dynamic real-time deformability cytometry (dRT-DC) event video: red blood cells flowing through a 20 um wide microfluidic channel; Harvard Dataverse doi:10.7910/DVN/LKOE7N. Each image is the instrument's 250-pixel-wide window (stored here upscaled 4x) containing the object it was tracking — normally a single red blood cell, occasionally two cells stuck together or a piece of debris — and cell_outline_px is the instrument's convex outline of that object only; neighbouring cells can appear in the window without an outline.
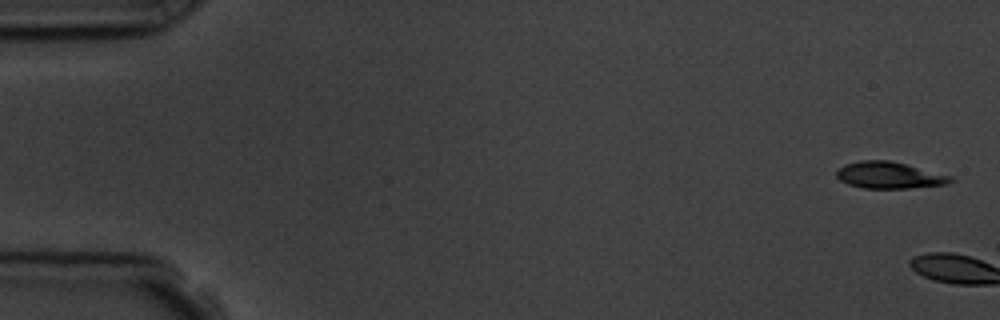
{"species": "common noctule bat (a hibernating species)", "species_latin": "Nyctalus noctula", "temperature_condition": "room temperature", "stored_images_in_passage": 6, "camera_frame_rate_fps": 3000, "um_per_image_px": 0.085, "animal": {"sex": "male", "body_mass_g": 19.5, "forearm_length_mm": 54.6}, "frame": {"image": 1, "passage_image": 1, "time_ms": 0.0, "image_size_px": [1000, 320], "cell_outline_px": [[956, 180], [948, 184], [908, 188], [864, 188], [848, 184], [840, 180], [836, 176], [836, 172], [844, 164], [860, 160], [888, 160], [952, 176]], "centroid_in_image_um": [75.59, 14.89], "position_along_channel_um": 9.4, "area_um2": 17.57}}